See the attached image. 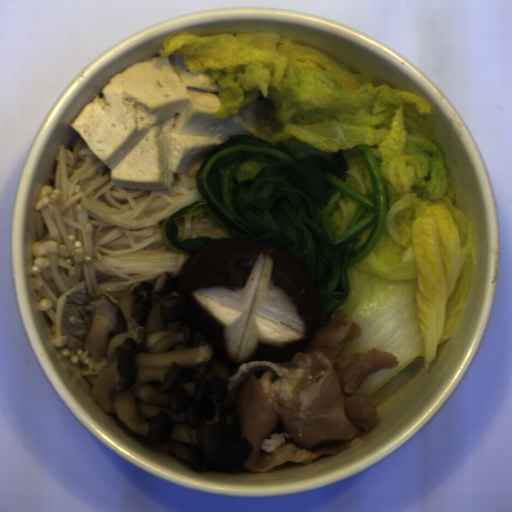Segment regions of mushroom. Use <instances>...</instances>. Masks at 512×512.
Masks as SVG:
<instances>
[{
	"label": "mushroom",
	"instance_id": "983e1aa8",
	"mask_svg": "<svg viewBox=\"0 0 512 512\" xmlns=\"http://www.w3.org/2000/svg\"><path fill=\"white\" fill-rule=\"evenodd\" d=\"M183 319L228 367L284 363L305 350L322 306L308 272L280 247L248 238L216 240L179 270Z\"/></svg>",
	"mask_w": 512,
	"mask_h": 512
}]
</instances>
